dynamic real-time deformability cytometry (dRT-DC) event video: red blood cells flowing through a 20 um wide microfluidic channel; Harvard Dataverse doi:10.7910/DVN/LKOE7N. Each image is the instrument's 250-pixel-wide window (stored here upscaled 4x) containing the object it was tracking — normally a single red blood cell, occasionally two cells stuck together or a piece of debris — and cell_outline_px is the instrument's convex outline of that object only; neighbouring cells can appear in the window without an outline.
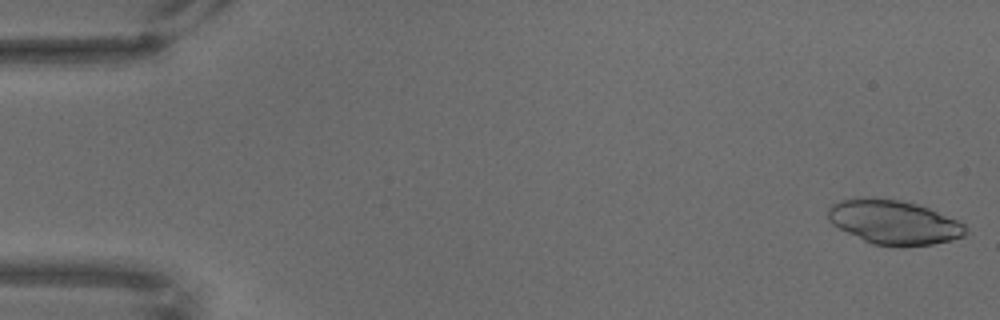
{"species": "common noctule bat (a hibernating species)", "species_latin": "Nyctalus noctula", "temperature_condition": "warm", "stored_images_in_passage": 68, "camera_frame_rate_fps": 3000, "um_per_image_px": 0.085, "animal": {"sex": "male", "body_mass_g": 18.8}, "frame": {"image": 1, "passage_image": 2, "time_ms": 0.333, "image_size_px": [1000, 320], "cell_outline_px": [[968, 232], [964, 236], [952, 240], [932, 244], [904, 248], [900, 248], [872, 244], [832, 224], [828, 220], [828, 208], [832, 204], [840, 200], [864, 196], [872, 196], [900, 200], [916, 204], [928, 208], [956, 220], [964, 224], [968, 228]], "centroid_in_image_um": [75.97, 18.89], "position_along_channel_um": 9.0, "area_um2": 35.89}}